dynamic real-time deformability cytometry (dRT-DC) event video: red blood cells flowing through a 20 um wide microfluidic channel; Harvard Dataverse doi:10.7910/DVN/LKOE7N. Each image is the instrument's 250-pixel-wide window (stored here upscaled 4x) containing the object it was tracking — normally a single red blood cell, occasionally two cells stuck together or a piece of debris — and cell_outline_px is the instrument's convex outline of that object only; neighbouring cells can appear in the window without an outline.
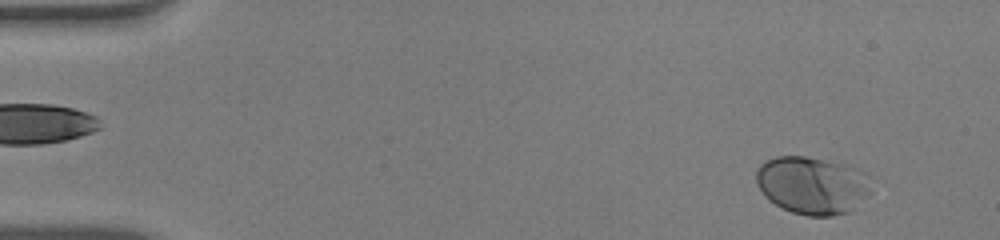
{"species": "human", "species_latin": "Homo sapiens", "temperature_condition": "warm", "stored_images_in_passage": 53, "camera_frame_rate_fps": 3000, "um_per_image_px": 0.085, "donor": {"sex": "male"}, "frame": {"image": 1, "passage_image": 4, "time_ms": 1.0, "image_size_px": [1000, 240], "cell_outline_px": [[876, 176], [872, 192], [868, 196], [848, 212], [832, 216], [808, 216], [792, 212], [768, 200], [764, 196], [756, 184], [756, 172], [760, 164], [764, 160], [776, 156], [804, 156], [844, 164], [868, 172]], "centroid_in_image_um": [69.12, 15.73], "position_along_channel_um": 15.9, "area_um2": 39.54}}
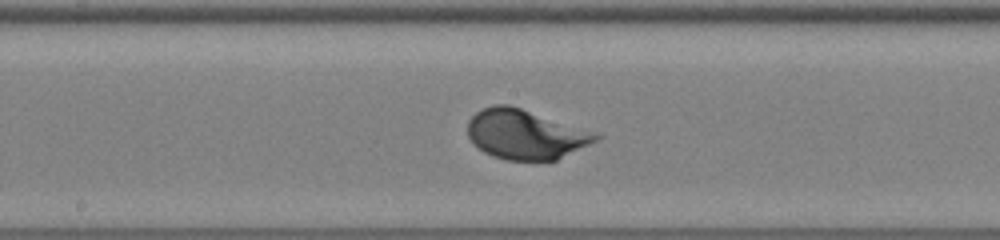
{"frame": {"image": 2, "passage_image": 28, "time_ms": 9.0, "image_size_px": [1000, 240], "cell_outline_px": [[604, 136], [556, 160], [504, 160], [492, 156], [484, 152], [468, 136], [468, 120], [476, 112], [492, 104], [508, 104], [600, 132]], "centroid_in_image_um": [44.7, 11.4], "position_along_channel_um": 203.5, "area_um2": 37.17}}
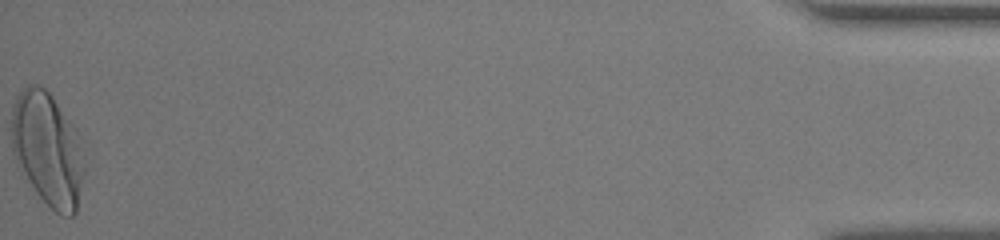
{"frame": {"image": 3, "passage_image": 53, "time_ms": 17.333, "image_size_px": [1000, 240], "cell_outline_px": [[84, 172], [76, 212], [72, 216], [60, 216], [36, 192], [12, 152], [12, 104], [20, 88], [28, 84], [36, 84], [44, 88], [52, 96], [76, 128], [84, 164]], "centroid_in_image_um": [4.04, 12.63], "position_along_channel_um": 431.2, "area_um2": 47.69}}